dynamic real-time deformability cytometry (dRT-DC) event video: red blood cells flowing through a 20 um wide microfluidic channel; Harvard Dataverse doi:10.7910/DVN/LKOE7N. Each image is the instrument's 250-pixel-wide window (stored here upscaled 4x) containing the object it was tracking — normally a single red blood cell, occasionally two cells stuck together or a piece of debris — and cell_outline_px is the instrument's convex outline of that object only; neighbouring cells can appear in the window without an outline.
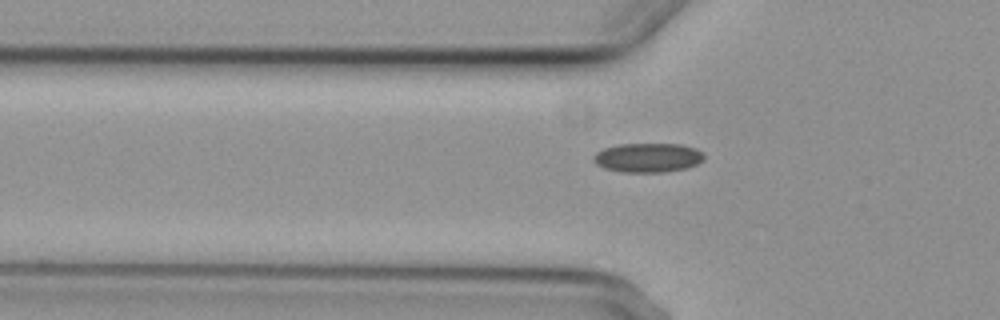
{"species": "common noctule bat (a hibernating species)", "species_latin": "Nyctalus noctula", "temperature_condition": "cold", "stored_images_in_passage": 7, "camera_frame_rate_fps": 3000, "um_per_image_px": 0.085, "animal": {"sex": "female", "body_mass_g": 29.2, "forearm_length_mm": 56.3}, "frame": {"image": 1, "passage_image": 4, "time_ms": 5.667, "image_size_px": [1000, 320], "cell_outline_px": [[704, 160], [696, 164], [684, 168], [664, 172], [624, 172], [604, 168], [596, 164], [592, 160], [592, 156], [596, 152], [604, 148], [620, 144], [680, 144], [696, 148], [704, 152]], "centroid_in_image_um": [55.06, 13.39], "position_along_channel_um": 70.7, "area_um2": 18.9}}
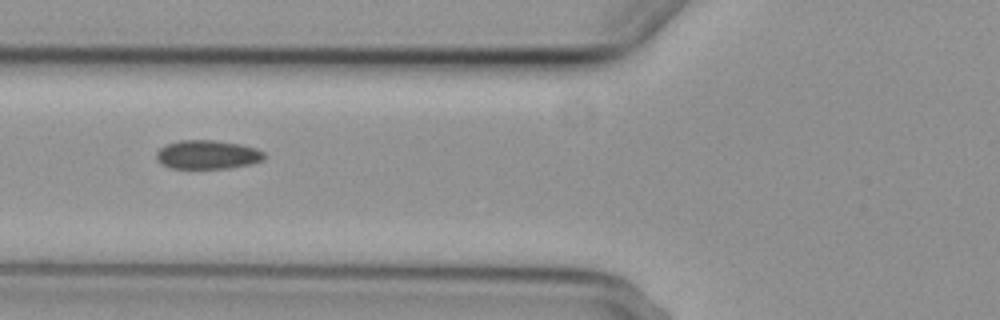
{"frame": {"image": 2, "passage_image": 5, "time_ms": 6.667, "image_size_px": [1000, 320], "cell_outline_px": [[264, 160], [252, 164], [228, 168], [172, 168], [156, 160], [156, 152], [164, 144], [180, 140], [212, 140], [240, 144], [256, 148], [264, 152]], "centroid_in_image_um": [17.63, 13.14], "position_along_channel_um": 108.2, "area_um2": 18.15}}
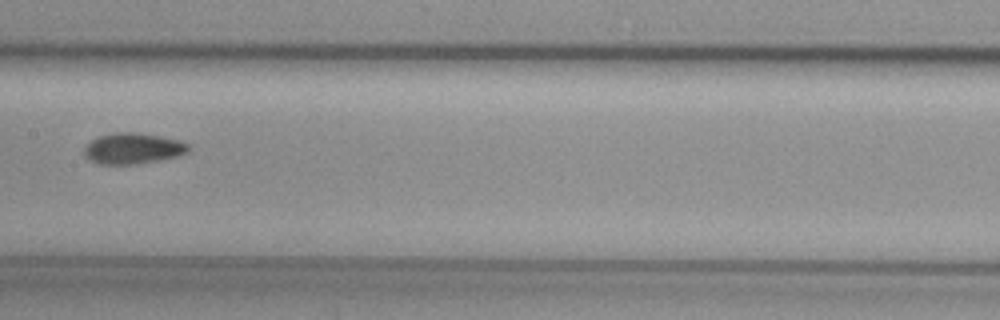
{"frame": {"image": 3, "passage_image": 7, "time_ms": 9.0, "image_size_px": [1000, 320], "cell_outline_px": [[192, 148], [188, 152], [180, 156], [160, 160], [136, 164], [96, 164], [88, 160], [84, 152], [84, 148], [96, 136], [116, 132], [136, 132], [160, 136], [180, 140], [188, 144]], "centroid_in_image_um": [11.32, 12.62], "position_along_channel_um": 196.1, "area_um2": 19.07}}